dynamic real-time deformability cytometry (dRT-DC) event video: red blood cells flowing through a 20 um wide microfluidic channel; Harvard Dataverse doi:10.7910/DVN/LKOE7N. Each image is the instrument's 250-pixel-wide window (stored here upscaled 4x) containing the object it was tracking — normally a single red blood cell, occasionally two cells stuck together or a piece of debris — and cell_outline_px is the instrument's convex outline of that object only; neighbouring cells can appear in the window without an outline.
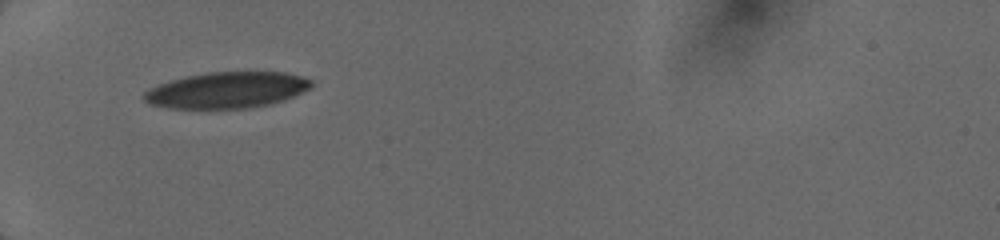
{"species": "human", "species_latin": "Homo sapiens", "temperature_condition": "cold", "stored_images_in_passage": 51, "camera_frame_rate_fps": 3000, "um_per_image_px": 0.085, "donor": {"sex": "female"}, "frame": {"image": 1, "passage_image": 1, "time_ms": 0.0, "image_size_px": [1000, 240], "cell_outline_px": [[312, 88], [284, 100], [272, 104], [248, 108], [168, 108], [148, 104], [144, 100], [144, 92], [160, 84], [184, 76], [208, 72], [284, 72], [300, 76], [312, 80]], "centroid_in_image_um": [19.31, 7.66], "position_along_channel_um": 65.7, "area_um2": 35.2}}
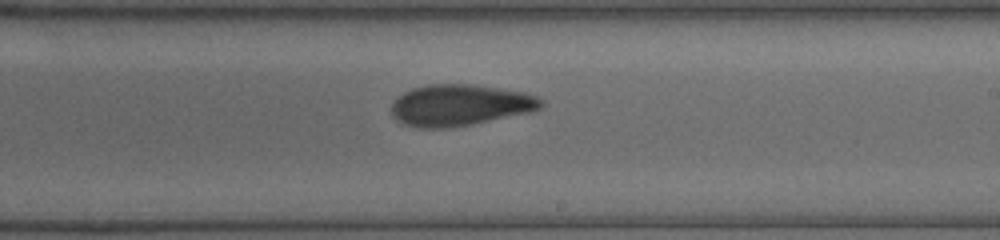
{"frame": {"image": 2, "passage_image": 22, "time_ms": 4.667, "image_size_px": [1000, 240], "cell_outline_px": [[544, 104], [540, 108], [532, 112], [472, 124], [444, 128], [416, 128], [404, 124], [396, 120], [392, 116], [392, 104], [404, 92], [412, 88], [428, 84], [472, 84], [524, 92], [536, 96], [544, 100]], "centroid_in_image_um": [39.11, 8.94], "position_along_channel_um": 249.9, "area_um2": 36.13}}
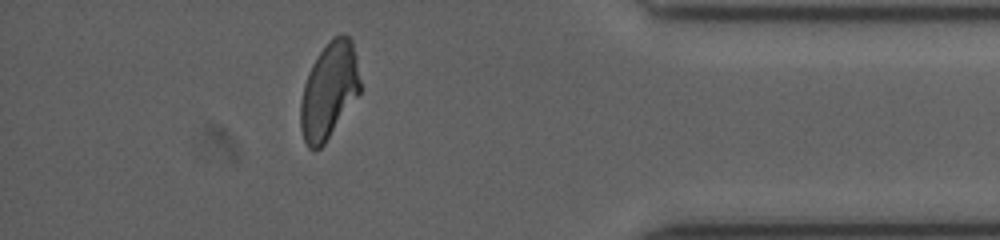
{"frame": {"image": 3, "passage_image": 43, "time_ms": 9.0, "image_size_px": [1000, 240], "cell_outline_px": [[360, 92], [324, 144], [316, 152], [308, 148], [304, 140], [300, 128], [300, 104], [304, 84], [308, 72], [312, 64], [320, 52], [332, 36], [340, 32], [348, 36], [352, 40], [356, 56], [360, 80]], "centroid_in_image_um": [27.95, 7.69], "position_along_channel_um": 407.2, "area_um2": 33.47}}